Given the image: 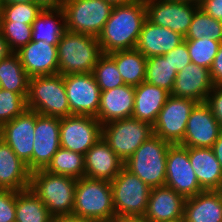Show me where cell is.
I'll return each mask as SVG.
<instances>
[{
    "instance_id": "cell-15",
    "label": "cell",
    "mask_w": 222,
    "mask_h": 222,
    "mask_svg": "<svg viewBox=\"0 0 222 222\" xmlns=\"http://www.w3.org/2000/svg\"><path fill=\"white\" fill-rule=\"evenodd\" d=\"M72 115L97 117L101 90L93 73L63 75Z\"/></svg>"
},
{
    "instance_id": "cell-51",
    "label": "cell",
    "mask_w": 222,
    "mask_h": 222,
    "mask_svg": "<svg viewBox=\"0 0 222 222\" xmlns=\"http://www.w3.org/2000/svg\"><path fill=\"white\" fill-rule=\"evenodd\" d=\"M104 1L110 2L113 5H120V4L131 3L137 0H104Z\"/></svg>"
},
{
    "instance_id": "cell-47",
    "label": "cell",
    "mask_w": 222,
    "mask_h": 222,
    "mask_svg": "<svg viewBox=\"0 0 222 222\" xmlns=\"http://www.w3.org/2000/svg\"><path fill=\"white\" fill-rule=\"evenodd\" d=\"M12 53L13 51L10 49L9 44L3 38L2 33L0 31V61L8 57Z\"/></svg>"
},
{
    "instance_id": "cell-3",
    "label": "cell",
    "mask_w": 222,
    "mask_h": 222,
    "mask_svg": "<svg viewBox=\"0 0 222 222\" xmlns=\"http://www.w3.org/2000/svg\"><path fill=\"white\" fill-rule=\"evenodd\" d=\"M77 180L41 169L31 172L29 188L46 205L50 214L58 218L73 213Z\"/></svg>"
},
{
    "instance_id": "cell-10",
    "label": "cell",
    "mask_w": 222,
    "mask_h": 222,
    "mask_svg": "<svg viewBox=\"0 0 222 222\" xmlns=\"http://www.w3.org/2000/svg\"><path fill=\"white\" fill-rule=\"evenodd\" d=\"M197 103L170 94L153 124L154 135L171 144H179L184 138L191 111Z\"/></svg>"
},
{
    "instance_id": "cell-38",
    "label": "cell",
    "mask_w": 222,
    "mask_h": 222,
    "mask_svg": "<svg viewBox=\"0 0 222 222\" xmlns=\"http://www.w3.org/2000/svg\"><path fill=\"white\" fill-rule=\"evenodd\" d=\"M0 31L13 52L32 41V27L23 22H0Z\"/></svg>"
},
{
    "instance_id": "cell-31",
    "label": "cell",
    "mask_w": 222,
    "mask_h": 222,
    "mask_svg": "<svg viewBox=\"0 0 222 222\" xmlns=\"http://www.w3.org/2000/svg\"><path fill=\"white\" fill-rule=\"evenodd\" d=\"M54 219L30 188L16 191L15 222H54Z\"/></svg>"
},
{
    "instance_id": "cell-7",
    "label": "cell",
    "mask_w": 222,
    "mask_h": 222,
    "mask_svg": "<svg viewBox=\"0 0 222 222\" xmlns=\"http://www.w3.org/2000/svg\"><path fill=\"white\" fill-rule=\"evenodd\" d=\"M114 5L104 0H65L66 30L98 37Z\"/></svg>"
},
{
    "instance_id": "cell-6",
    "label": "cell",
    "mask_w": 222,
    "mask_h": 222,
    "mask_svg": "<svg viewBox=\"0 0 222 222\" xmlns=\"http://www.w3.org/2000/svg\"><path fill=\"white\" fill-rule=\"evenodd\" d=\"M171 145L153 135L124 163V167L150 188L165 186L166 158Z\"/></svg>"
},
{
    "instance_id": "cell-35",
    "label": "cell",
    "mask_w": 222,
    "mask_h": 222,
    "mask_svg": "<svg viewBox=\"0 0 222 222\" xmlns=\"http://www.w3.org/2000/svg\"><path fill=\"white\" fill-rule=\"evenodd\" d=\"M92 73L101 91L124 85V81L117 69L116 63L109 54L103 53L99 57Z\"/></svg>"
},
{
    "instance_id": "cell-37",
    "label": "cell",
    "mask_w": 222,
    "mask_h": 222,
    "mask_svg": "<svg viewBox=\"0 0 222 222\" xmlns=\"http://www.w3.org/2000/svg\"><path fill=\"white\" fill-rule=\"evenodd\" d=\"M43 7L38 3L3 5L0 22H19L32 25Z\"/></svg>"
},
{
    "instance_id": "cell-8",
    "label": "cell",
    "mask_w": 222,
    "mask_h": 222,
    "mask_svg": "<svg viewBox=\"0 0 222 222\" xmlns=\"http://www.w3.org/2000/svg\"><path fill=\"white\" fill-rule=\"evenodd\" d=\"M153 135L150 123L132 117L102 125V138L123 163Z\"/></svg>"
},
{
    "instance_id": "cell-22",
    "label": "cell",
    "mask_w": 222,
    "mask_h": 222,
    "mask_svg": "<svg viewBox=\"0 0 222 222\" xmlns=\"http://www.w3.org/2000/svg\"><path fill=\"white\" fill-rule=\"evenodd\" d=\"M184 42V36L165 28L157 26L148 21H144L136 49L146 58L160 56L168 53Z\"/></svg>"
},
{
    "instance_id": "cell-21",
    "label": "cell",
    "mask_w": 222,
    "mask_h": 222,
    "mask_svg": "<svg viewBox=\"0 0 222 222\" xmlns=\"http://www.w3.org/2000/svg\"><path fill=\"white\" fill-rule=\"evenodd\" d=\"M135 86L124 84L101 91L97 119L103 125L115 120L132 117Z\"/></svg>"
},
{
    "instance_id": "cell-13",
    "label": "cell",
    "mask_w": 222,
    "mask_h": 222,
    "mask_svg": "<svg viewBox=\"0 0 222 222\" xmlns=\"http://www.w3.org/2000/svg\"><path fill=\"white\" fill-rule=\"evenodd\" d=\"M146 19L157 26L186 36L193 16L199 7L196 3L164 0H144Z\"/></svg>"
},
{
    "instance_id": "cell-18",
    "label": "cell",
    "mask_w": 222,
    "mask_h": 222,
    "mask_svg": "<svg viewBox=\"0 0 222 222\" xmlns=\"http://www.w3.org/2000/svg\"><path fill=\"white\" fill-rule=\"evenodd\" d=\"M57 45L30 41L16 52L29 77L58 74Z\"/></svg>"
},
{
    "instance_id": "cell-48",
    "label": "cell",
    "mask_w": 222,
    "mask_h": 222,
    "mask_svg": "<svg viewBox=\"0 0 222 222\" xmlns=\"http://www.w3.org/2000/svg\"><path fill=\"white\" fill-rule=\"evenodd\" d=\"M212 150L222 167V132L220 133L216 142L213 144Z\"/></svg>"
},
{
    "instance_id": "cell-11",
    "label": "cell",
    "mask_w": 222,
    "mask_h": 222,
    "mask_svg": "<svg viewBox=\"0 0 222 222\" xmlns=\"http://www.w3.org/2000/svg\"><path fill=\"white\" fill-rule=\"evenodd\" d=\"M102 137V124L96 117L70 115L60 119L61 148L83 155Z\"/></svg>"
},
{
    "instance_id": "cell-33",
    "label": "cell",
    "mask_w": 222,
    "mask_h": 222,
    "mask_svg": "<svg viewBox=\"0 0 222 222\" xmlns=\"http://www.w3.org/2000/svg\"><path fill=\"white\" fill-rule=\"evenodd\" d=\"M177 72L170 63L169 58L163 55L147 58L145 81L163 88L171 94Z\"/></svg>"
},
{
    "instance_id": "cell-43",
    "label": "cell",
    "mask_w": 222,
    "mask_h": 222,
    "mask_svg": "<svg viewBox=\"0 0 222 222\" xmlns=\"http://www.w3.org/2000/svg\"><path fill=\"white\" fill-rule=\"evenodd\" d=\"M210 75L215 86L222 85V42L210 68Z\"/></svg>"
},
{
    "instance_id": "cell-42",
    "label": "cell",
    "mask_w": 222,
    "mask_h": 222,
    "mask_svg": "<svg viewBox=\"0 0 222 222\" xmlns=\"http://www.w3.org/2000/svg\"><path fill=\"white\" fill-rule=\"evenodd\" d=\"M206 103L209 105L212 114L222 127V87L214 86L207 96Z\"/></svg>"
},
{
    "instance_id": "cell-2",
    "label": "cell",
    "mask_w": 222,
    "mask_h": 222,
    "mask_svg": "<svg viewBox=\"0 0 222 222\" xmlns=\"http://www.w3.org/2000/svg\"><path fill=\"white\" fill-rule=\"evenodd\" d=\"M57 52L61 75L91 73L103 54L96 37L68 30L60 38Z\"/></svg>"
},
{
    "instance_id": "cell-54",
    "label": "cell",
    "mask_w": 222,
    "mask_h": 222,
    "mask_svg": "<svg viewBox=\"0 0 222 222\" xmlns=\"http://www.w3.org/2000/svg\"><path fill=\"white\" fill-rule=\"evenodd\" d=\"M2 9H3V2H2V0H0V16L2 14Z\"/></svg>"
},
{
    "instance_id": "cell-23",
    "label": "cell",
    "mask_w": 222,
    "mask_h": 222,
    "mask_svg": "<svg viewBox=\"0 0 222 222\" xmlns=\"http://www.w3.org/2000/svg\"><path fill=\"white\" fill-rule=\"evenodd\" d=\"M185 198L167 186L151 188L144 217L149 222L183 218Z\"/></svg>"
},
{
    "instance_id": "cell-27",
    "label": "cell",
    "mask_w": 222,
    "mask_h": 222,
    "mask_svg": "<svg viewBox=\"0 0 222 222\" xmlns=\"http://www.w3.org/2000/svg\"><path fill=\"white\" fill-rule=\"evenodd\" d=\"M169 95L168 91L146 81L135 86L132 118L148 122L153 126Z\"/></svg>"
},
{
    "instance_id": "cell-17",
    "label": "cell",
    "mask_w": 222,
    "mask_h": 222,
    "mask_svg": "<svg viewBox=\"0 0 222 222\" xmlns=\"http://www.w3.org/2000/svg\"><path fill=\"white\" fill-rule=\"evenodd\" d=\"M59 117L39 114L35 124L32 172L45 169L61 147Z\"/></svg>"
},
{
    "instance_id": "cell-36",
    "label": "cell",
    "mask_w": 222,
    "mask_h": 222,
    "mask_svg": "<svg viewBox=\"0 0 222 222\" xmlns=\"http://www.w3.org/2000/svg\"><path fill=\"white\" fill-rule=\"evenodd\" d=\"M187 43L191 62L210 70L221 42L208 39H184Z\"/></svg>"
},
{
    "instance_id": "cell-39",
    "label": "cell",
    "mask_w": 222,
    "mask_h": 222,
    "mask_svg": "<svg viewBox=\"0 0 222 222\" xmlns=\"http://www.w3.org/2000/svg\"><path fill=\"white\" fill-rule=\"evenodd\" d=\"M27 109L26 99L15 92L0 88V127Z\"/></svg>"
},
{
    "instance_id": "cell-1",
    "label": "cell",
    "mask_w": 222,
    "mask_h": 222,
    "mask_svg": "<svg viewBox=\"0 0 222 222\" xmlns=\"http://www.w3.org/2000/svg\"><path fill=\"white\" fill-rule=\"evenodd\" d=\"M145 20L144 0L114 5L109 19L97 37L102 53L136 48Z\"/></svg>"
},
{
    "instance_id": "cell-40",
    "label": "cell",
    "mask_w": 222,
    "mask_h": 222,
    "mask_svg": "<svg viewBox=\"0 0 222 222\" xmlns=\"http://www.w3.org/2000/svg\"><path fill=\"white\" fill-rule=\"evenodd\" d=\"M16 191L0 189V222H15Z\"/></svg>"
},
{
    "instance_id": "cell-44",
    "label": "cell",
    "mask_w": 222,
    "mask_h": 222,
    "mask_svg": "<svg viewBox=\"0 0 222 222\" xmlns=\"http://www.w3.org/2000/svg\"><path fill=\"white\" fill-rule=\"evenodd\" d=\"M199 7L214 19L222 21V0H205Z\"/></svg>"
},
{
    "instance_id": "cell-53",
    "label": "cell",
    "mask_w": 222,
    "mask_h": 222,
    "mask_svg": "<svg viewBox=\"0 0 222 222\" xmlns=\"http://www.w3.org/2000/svg\"><path fill=\"white\" fill-rule=\"evenodd\" d=\"M161 222H184L183 218H176L173 220H166V221H161Z\"/></svg>"
},
{
    "instance_id": "cell-24",
    "label": "cell",
    "mask_w": 222,
    "mask_h": 222,
    "mask_svg": "<svg viewBox=\"0 0 222 222\" xmlns=\"http://www.w3.org/2000/svg\"><path fill=\"white\" fill-rule=\"evenodd\" d=\"M183 219L184 222H222V191L203 190L187 198Z\"/></svg>"
},
{
    "instance_id": "cell-46",
    "label": "cell",
    "mask_w": 222,
    "mask_h": 222,
    "mask_svg": "<svg viewBox=\"0 0 222 222\" xmlns=\"http://www.w3.org/2000/svg\"><path fill=\"white\" fill-rule=\"evenodd\" d=\"M54 222H98V221L93 220L91 218L79 217L71 214L55 218Z\"/></svg>"
},
{
    "instance_id": "cell-26",
    "label": "cell",
    "mask_w": 222,
    "mask_h": 222,
    "mask_svg": "<svg viewBox=\"0 0 222 222\" xmlns=\"http://www.w3.org/2000/svg\"><path fill=\"white\" fill-rule=\"evenodd\" d=\"M188 156L203 190H222V167L212 148H188Z\"/></svg>"
},
{
    "instance_id": "cell-45",
    "label": "cell",
    "mask_w": 222,
    "mask_h": 222,
    "mask_svg": "<svg viewBox=\"0 0 222 222\" xmlns=\"http://www.w3.org/2000/svg\"><path fill=\"white\" fill-rule=\"evenodd\" d=\"M109 222H149L144 216L115 215Z\"/></svg>"
},
{
    "instance_id": "cell-34",
    "label": "cell",
    "mask_w": 222,
    "mask_h": 222,
    "mask_svg": "<svg viewBox=\"0 0 222 222\" xmlns=\"http://www.w3.org/2000/svg\"><path fill=\"white\" fill-rule=\"evenodd\" d=\"M204 36L222 42V21L214 19L198 7L184 39H202Z\"/></svg>"
},
{
    "instance_id": "cell-5",
    "label": "cell",
    "mask_w": 222,
    "mask_h": 222,
    "mask_svg": "<svg viewBox=\"0 0 222 222\" xmlns=\"http://www.w3.org/2000/svg\"><path fill=\"white\" fill-rule=\"evenodd\" d=\"M73 215L109 222L115 216L111 182L81 177L75 186Z\"/></svg>"
},
{
    "instance_id": "cell-28",
    "label": "cell",
    "mask_w": 222,
    "mask_h": 222,
    "mask_svg": "<svg viewBox=\"0 0 222 222\" xmlns=\"http://www.w3.org/2000/svg\"><path fill=\"white\" fill-rule=\"evenodd\" d=\"M32 41H47L58 44L66 31L65 15L62 7L43 8L31 25Z\"/></svg>"
},
{
    "instance_id": "cell-49",
    "label": "cell",
    "mask_w": 222,
    "mask_h": 222,
    "mask_svg": "<svg viewBox=\"0 0 222 222\" xmlns=\"http://www.w3.org/2000/svg\"><path fill=\"white\" fill-rule=\"evenodd\" d=\"M65 0H36L43 8H59L62 7Z\"/></svg>"
},
{
    "instance_id": "cell-4",
    "label": "cell",
    "mask_w": 222,
    "mask_h": 222,
    "mask_svg": "<svg viewBox=\"0 0 222 222\" xmlns=\"http://www.w3.org/2000/svg\"><path fill=\"white\" fill-rule=\"evenodd\" d=\"M26 106L45 116L63 118L72 115L63 75L58 73L30 77Z\"/></svg>"
},
{
    "instance_id": "cell-52",
    "label": "cell",
    "mask_w": 222,
    "mask_h": 222,
    "mask_svg": "<svg viewBox=\"0 0 222 222\" xmlns=\"http://www.w3.org/2000/svg\"><path fill=\"white\" fill-rule=\"evenodd\" d=\"M164 1H174V2H190L198 4V0H164Z\"/></svg>"
},
{
    "instance_id": "cell-20",
    "label": "cell",
    "mask_w": 222,
    "mask_h": 222,
    "mask_svg": "<svg viewBox=\"0 0 222 222\" xmlns=\"http://www.w3.org/2000/svg\"><path fill=\"white\" fill-rule=\"evenodd\" d=\"M85 177L112 181L124 167L123 161L101 137L84 155Z\"/></svg>"
},
{
    "instance_id": "cell-41",
    "label": "cell",
    "mask_w": 222,
    "mask_h": 222,
    "mask_svg": "<svg viewBox=\"0 0 222 222\" xmlns=\"http://www.w3.org/2000/svg\"><path fill=\"white\" fill-rule=\"evenodd\" d=\"M163 56L169 58L170 63L175 68L176 72H180L191 63L187 43L185 41Z\"/></svg>"
},
{
    "instance_id": "cell-9",
    "label": "cell",
    "mask_w": 222,
    "mask_h": 222,
    "mask_svg": "<svg viewBox=\"0 0 222 222\" xmlns=\"http://www.w3.org/2000/svg\"><path fill=\"white\" fill-rule=\"evenodd\" d=\"M115 215L144 216L151 188L125 167L111 181Z\"/></svg>"
},
{
    "instance_id": "cell-55",
    "label": "cell",
    "mask_w": 222,
    "mask_h": 222,
    "mask_svg": "<svg viewBox=\"0 0 222 222\" xmlns=\"http://www.w3.org/2000/svg\"><path fill=\"white\" fill-rule=\"evenodd\" d=\"M205 0H198V5L200 6Z\"/></svg>"
},
{
    "instance_id": "cell-50",
    "label": "cell",
    "mask_w": 222,
    "mask_h": 222,
    "mask_svg": "<svg viewBox=\"0 0 222 222\" xmlns=\"http://www.w3.org/2000/svg\"><path fill=\"white\" fill-rule=\"evenodd\" d=\"M2 2H3V5L16 4V3H20V4L37 3L36 0H2Z\"/></svg>"
},
{
    "instance_id": "cell-25",
    "label": "cell",
    "mask_w": 222,
    "mask_h": 222,
    "mask_svg": "<svg viewBox=\"0 0 222 222\" xmlns=\"http://www.w3.org/2000/svg\"><path fill=\"white\" fill-rule=\"evenodd\" d=\"M30 174L27 165L0 138V189L14 191L28 189Z\"/></svg>"
},
{
    "instance_id": "cell-30",
    "label": "cell",
    "mask_w": 222,
    "mask_h": 222,
    "mask_svg": "<svg viewBox=\"0 0 222 222\" xmlns=\"http://www.w3.org/2000/svg\"><path fill=\"white\" fill-rule=\"evenodd\" d=\"M29 78L16 52L0 61V88L27 99Z\"/></svg>"
},
{
    "instance_id": "cell-14",
    "label": "cell",
    "mask_w": 222,
    "mask_h": 222,
    "mask_svg": "<svg viewBox=\"0 0 222 222\" xmlns=\"http://www.w3.org/2000/svg\"><path fill=\"white\" fill-rule=\"evenodd\" d=\"M38 115L37 112L26 109L21 115L0 127V138L27 165L30 172H32L35 124Z\"/></svg>"
},
{
    "instance_id": "cell-12",
    "label": "cell",
    "mask_w": 222,
    "mask_h": 222,
    "mask_svg": "<svg viewBox=\"0 0 222 222\" xmlns=\"http://www.w3.org/2000/svg\"><path fill=\"white\" fill-rule=\"evenodd\" d=\"M165 186L172 188L185 199L203 191L190 163L188 147L179 144H172L169 147L166 158Z\"/></svg>"
},
{
    "instance_id": "cell-32",
    "label": "cell",
    "mask_w": 222,
    "mask_h": 222,
    "mask_svg": "<svg viewBox=\"0 0 222 222\" xmlns=\"http://www.w3.org/2000/svg\"><path fill=\"white\" fill-rule=\"evenodd\" d=\"M44 170L76 179L85 177L84 155L60 147Z\"/></svg>"
},
{
    "instance_id": "cell-16",
    "label": "cell",
    "mask_w": 222,
    "mask_h": 222,
    "mask_svg": "<svg viewBox=\"0 0 222 222\" xmlns=\"http://www.w3.org/2000/svg\"><path fill=\"white\" fill-rule=\"evenodd\" d=\"M221 132L222 127L209 105L206 102H199L191 111L184 138L179 145L188 148H212Z\"/></svg>"
},
{
    "instance_id": "cell-19",
    "label": "cell",
    "mask_w": 222,
    "mask_h": 222,
    "mask_svg": "<svg viewBox=\"0 0 222 222\" xmlns=\"http://www.w3.org/2000/svg\"><path fill=\"white\" fill-rule=\"evenodd\" d=\"M215 85L210 70L194 63L177 72L171 95L206 102L208 94Z\"/></svg>"
},
{
    "instance_id": "cell-29",
    "label": "cell",
    "mask_w": 222,
    "mask_h": 222,
    "mask_svg": "<svg viewBox=\"0 0 222 222\" xmlns=\"http://www.w3.org/2000/svg\"><path fill=\"white\" fill-rule=\"evenodd\" d=\"M114 59L124 84L138 86L146 78L147 58L136 48L109 53Z\"/></svg>"
}]
</instances>
